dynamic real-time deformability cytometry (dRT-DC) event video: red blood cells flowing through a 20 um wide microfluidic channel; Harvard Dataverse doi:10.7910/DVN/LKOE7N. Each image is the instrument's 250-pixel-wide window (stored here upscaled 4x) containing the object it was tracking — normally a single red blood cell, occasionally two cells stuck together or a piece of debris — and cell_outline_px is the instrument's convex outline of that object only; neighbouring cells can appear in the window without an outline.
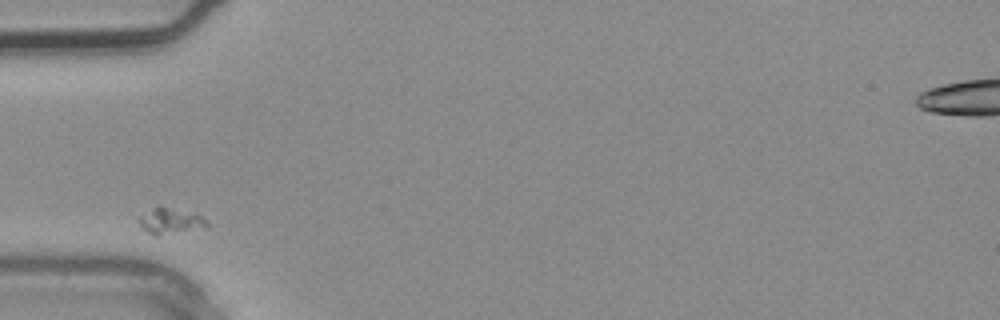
{"species": "common noctule bat (a hibernating species)", "species_latin": "Nyctalus noctula", "temperature_condition": "warm", "stored_images_in_passage": 1, "camera_frame_rate_fps": 3000, "um_per_image_px": 0.085, "animal": {"sex": "male", "body_mass_g": 20.4}, "frame": {"image": 1, "passage_image": 1, "time_ms": 0.0, "image_size_px": [1000, 320], "cell_outline_px": [[208, 228], [156, 236], [152, 236], [136, 220], [140, 216], [152, 208], [160, 204], [200, 216], [208, 224]], "centroid_in_image_um": [14.45, 18.79], "position_along_channel_um": 70.5, "area_um2": 10.35}}